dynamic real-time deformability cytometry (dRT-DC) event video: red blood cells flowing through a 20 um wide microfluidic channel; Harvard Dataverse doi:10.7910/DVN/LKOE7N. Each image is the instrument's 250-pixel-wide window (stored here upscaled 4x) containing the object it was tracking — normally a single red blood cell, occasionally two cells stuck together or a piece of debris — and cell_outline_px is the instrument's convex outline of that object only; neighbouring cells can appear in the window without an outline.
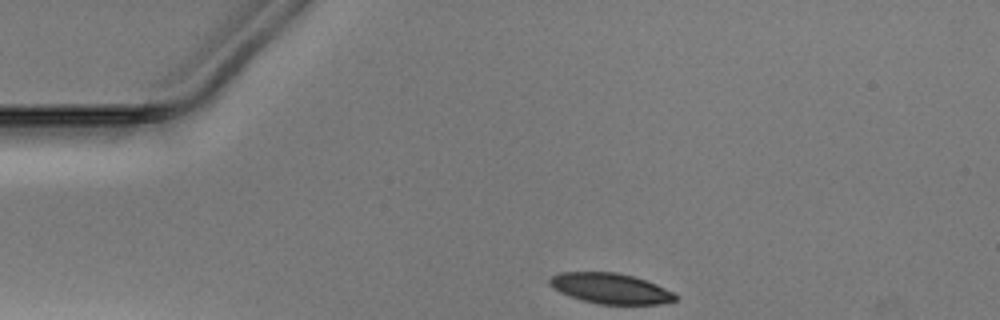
{"species": "Egyptian fruit bat (a non-hibernating species)", "species_latin": "Rousettus aegyptiacus", "temperature_condition": "warm", "stored_images_in_passage": 31, "camera_frame_rate_fps": 3000, "um_per_image_px": 0.085, "animal": {"sex": "male"}, "frame": {"image": 1, "passage_image": 1, "time_ms": 0.0, "image_size_px": [1000, 320], "cell_outline_px": [[676, 300], [660, 304], [596, 304], [580, 300], [560, 292], [552, 288], [548, 284], [548, 280], [552, 276], [560, 272], [616, 272], [632, 276], [656, 284], [672, 292], [676, 296]], "centroid_in_image_um": [51.83, 24.52], "position_along_channel_um": 33.2, "area_um2": 22.25}}
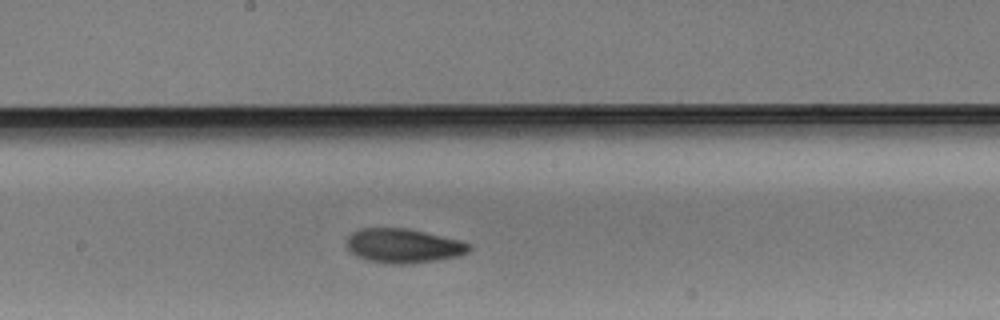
{"frame": {"image": 2, "passage_image": 18, "time_ms": 5.667, "image_size_px": [1000, 320], "cell_outline_px": [[472, 248], [468, 252], [460, 256], [436, 260], [408, 264], [384, 264], [368, 260], [356, 256], [344, 244], [344, 240], [352, 232], [360, 228], [404, 228], [424, 232], [460, 240], [472, 244]], "centroid_in_image_um": [34.27, 20.9], "position_along_channel_um": 213.9, "area_um2": 24.74}}
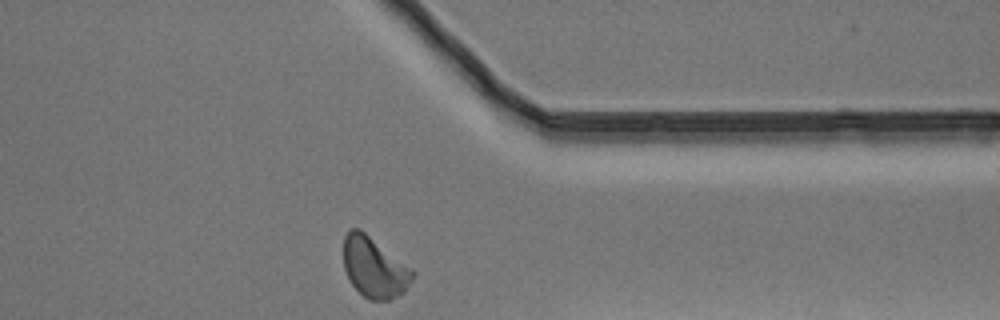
{"frame": {"image": 3, "passage_image": 31, "time_ms": 10.0, "image_size_px": [1000, 320], "cell_outline_px": [[416, 272], [412, 280], [404, 292], [388, 300], [368, 300], [348, 280], [344, 268], [344, 236], [352, 228], [360, 228], [412, 268]], "centroid_in_image_um": [31.82, 22.73], "position_along_channel_um": 379.6, "area_um2": 24.33}}